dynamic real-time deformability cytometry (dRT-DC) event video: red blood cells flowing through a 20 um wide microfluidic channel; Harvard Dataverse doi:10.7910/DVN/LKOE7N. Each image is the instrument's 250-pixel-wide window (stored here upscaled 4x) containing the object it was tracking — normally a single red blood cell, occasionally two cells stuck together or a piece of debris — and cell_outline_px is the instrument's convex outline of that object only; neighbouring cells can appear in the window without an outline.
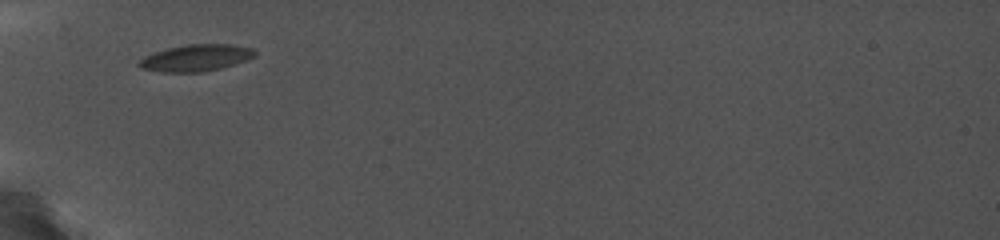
{"species": "common noctule bat (a hibernating species)", "species_latin": "Nyctalus noctula", "temperature_condition": "cold", "stored_images_in_passage": 9, "camera_frame_rate_fps": 5000, "um_per_image_px": 0.085, "animal": {"sex": "female", "body_mass_g": 19.0, "forearm_length_mm": 56.7}, "frame": {"image": 1, "passage_image": 1, "time_ms": 0.0, "image_size_px": [1000, 240], "cell_outline_px": [[256, 56], [220, 68], [200, 72], [168, 72], [144, 68], [136, 64], [144, 56], [168, 48], [188, 44], [232, 44], [252, 48], [256, 52]], "centroid_in_image_um": [16.68, 4.9], "position_along_channel_um": 68.3, "area_um2": 17.63}}
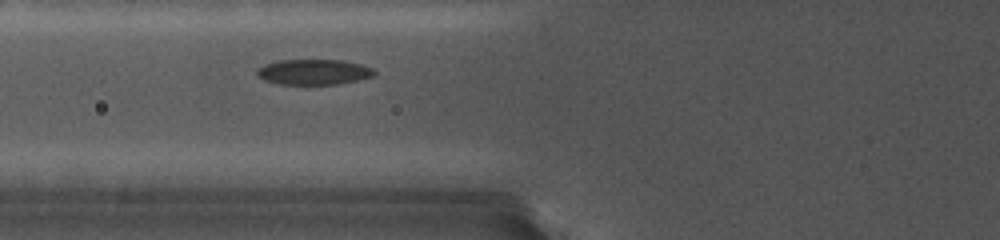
{"frame": {"image": 2, "passage_image": 5, "time_ms": 1.0, "image_size_px": [1000, 240], "cell_outline_px": [[376, 72], [372, 76], [356, 80], [336, 84], [280, 84], [268, 80], [260, 76], [256, 72], [264, 64], [276, 60], [344, 60], [360, 64], [372, 68]], "centroid_in_image_um": [26.68, 6.1], "position_along_channel_um": 99.1, "area_um2": 17.05}}